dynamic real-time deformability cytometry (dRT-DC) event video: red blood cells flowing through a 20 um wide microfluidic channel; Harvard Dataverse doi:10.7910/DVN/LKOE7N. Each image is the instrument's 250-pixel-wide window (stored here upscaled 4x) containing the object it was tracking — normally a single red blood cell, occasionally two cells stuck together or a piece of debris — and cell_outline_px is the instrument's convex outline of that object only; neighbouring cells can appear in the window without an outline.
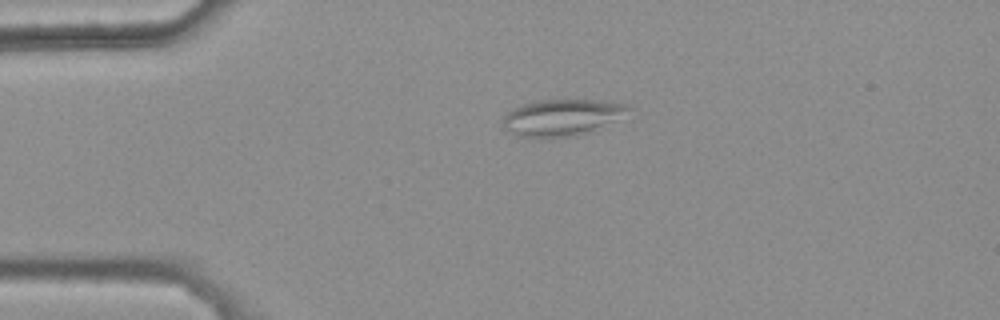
{"species": "common noctule bat (a hibernating species)", "species_latin": "Nyctalus noctula", "temperature_condition": "warm", "stored_images_in_passage": 37, "camera_frame_rate_fps": 3000, "um_per_image_px": 0.085, "animal": {"sex": "female", "body_mass_g": 25.1}, "frame": {"image": 1, "passage_image": 1, "time_ms": 0.0, "image_size_px": [1000, 320], "cell_outline_px": [[632, 108], [592, 132], [576, 136], [544, 140], [516, 136], [504, 128], [504, 116], [512, 108], [536, 100], [596, 100], [624, 104]], "centroid_in_image_um": [47.66, 10.03], "position_along_channel_um": 37.3, "area_um2": 26.82}}
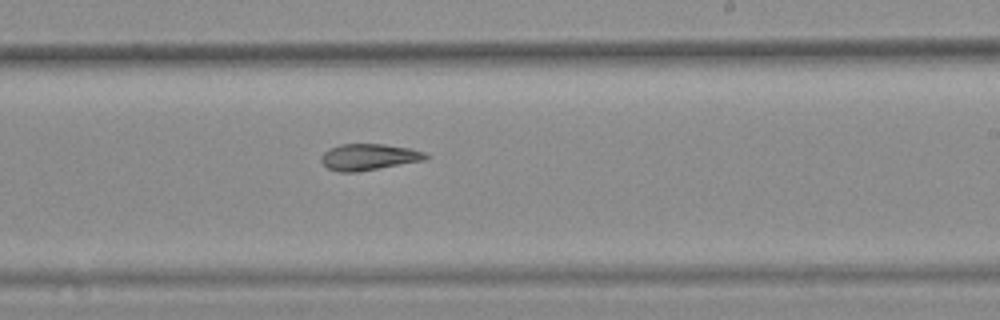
{"frame": {"image": 2, "passage_image": 21, "time_ms": 6.667, "image_size_px": [1000, 320], "cell_outline_px": [[432, 156], [424, 160], [356, 172], [340, 172], [328, 168], [320, 160], [320, 156], [328, 148], [340, 144], [384, 144], [408, 148], [424, 152]], "centroid_in_image_um": [31.32, 13.33], "position_along_channel_um": 257.7, "area_um2": 16.01}}
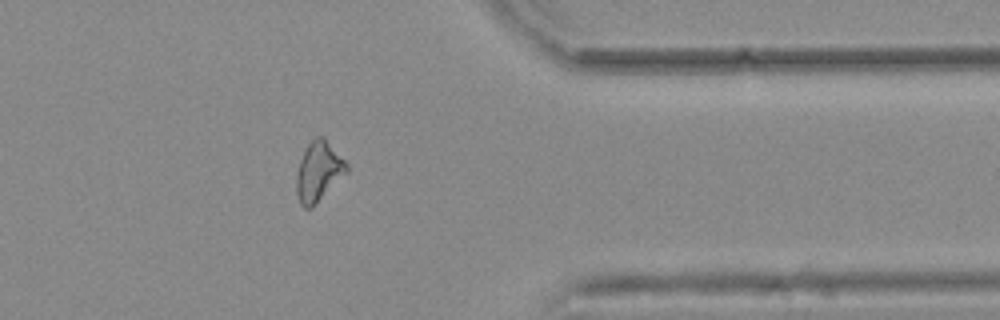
{"frame": {"image": 3, "passage_image": 32, "time_ms": 10.333, "image_size_px": [1000, 320], "cell_outline_px": [[348, 172], [312, 208], [304, 208], [300, 204], [296, 192], [296, 176], [300, 160], [304, 148], [316, 136], [324, 136], [348, 164]], "centroid_in_image_um": [27.08, 14.57], "position_along_channel_um": 384.3, "area_um2": 17.63}, "authors_computed_cell_mechanics": {"area_um2": 16.6464, "velocity_mm_per_s": 3.81, "shape_relaxation_time_tau1_ms": null, "shape_relaxation_time_tau2_ms": 6.0255, "deformation_change_tau1": null, "deformation_change_tau2": 0.1448}}